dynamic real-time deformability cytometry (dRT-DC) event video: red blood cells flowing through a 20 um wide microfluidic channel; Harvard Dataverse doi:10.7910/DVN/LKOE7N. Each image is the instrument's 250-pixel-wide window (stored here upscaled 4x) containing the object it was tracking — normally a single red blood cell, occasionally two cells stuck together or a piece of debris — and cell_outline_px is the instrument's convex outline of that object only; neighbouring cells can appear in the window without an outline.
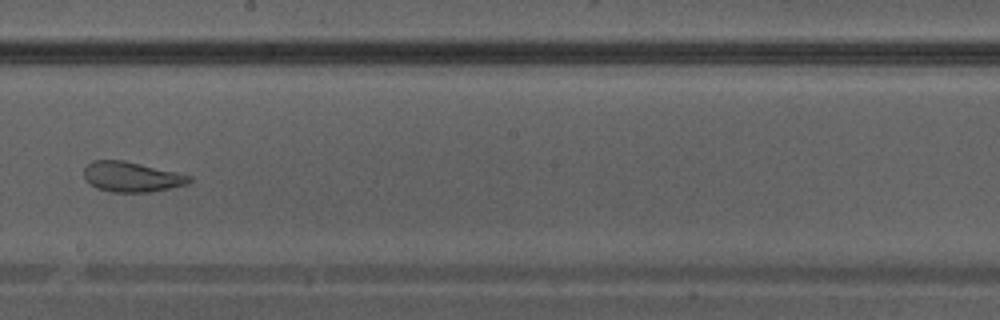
{"species": "Egyptian fruit bat (a non-hibernating species)", "species_latin": "Rousettus aegyptiacus", "temperature_condition": "warm", "stored_images_in_passage": 40, "camera_frame_rate_fps": 3000, "um_per_image_px": 0.085, "animal": {"sex": "male"}, "frame": {"image": 1, "passage_image": 23, "time_ms": 7.333, "image_size_px": [1000, 320], "cell_outline_px": [[192, 180], [188, 184], [152, 192], [112, 192], [96, 188], [84, 176], [84, 168], [92, 160], [124, 160], [192, 176]], "centroid_in_image_um": [11.2, 15.03], "position_along_channel_um": 237.0, "area_um2": 18.38}}
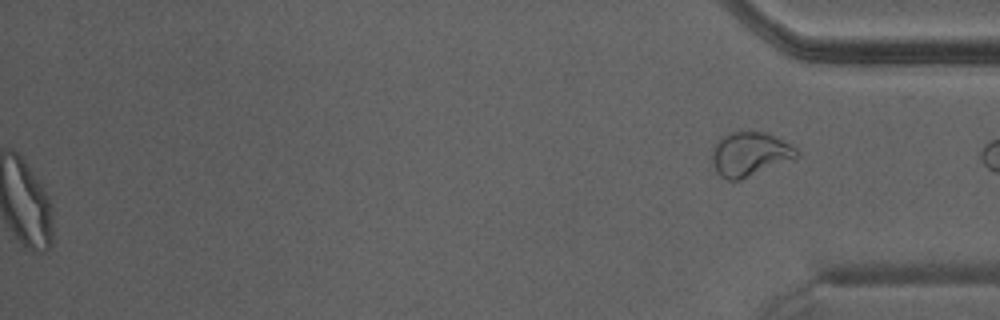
{"frame": {"image": 2, "passage_image": 40, "time_ms": 13.0, "image_size_px": [1000, 320], "cell_outline_px": [[800, 156], [740, 180], [728, 180], [720, 176], [716, 172], [712, 164], [712, 148], [720, 136], [732, 132], [768, 132], [796, 148]], "centroid_in_image_um": [63.69, 13.09], "position_along_channel_um": 371.5, "area_um2": 21.73}}